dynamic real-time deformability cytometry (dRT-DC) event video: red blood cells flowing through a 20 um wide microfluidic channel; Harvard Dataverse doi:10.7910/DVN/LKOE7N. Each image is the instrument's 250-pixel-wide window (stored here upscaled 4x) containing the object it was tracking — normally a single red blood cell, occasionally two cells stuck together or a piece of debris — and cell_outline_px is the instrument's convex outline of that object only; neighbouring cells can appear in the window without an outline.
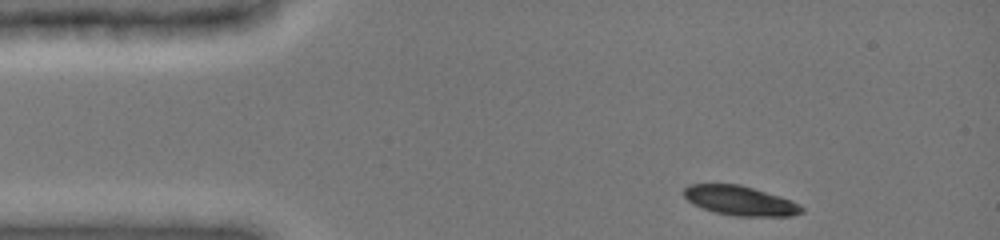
{"species": "common noctule bat (a hibernating species)", "species_latin": "Nyctalus noctula", "temperature_condition": "cold", "stored_images_in_passage": 38, "camera_frame_rate_fps": 3000, "um_per_image_px": 0.085, "animal": {"sex": "female", "body_mass_g": 19.0, "forearm_length_mm": 51.5}, "frame": {"image": 1, "passage_image": 1, "time_ms": 0.0, "image_size_px": [1000, 240], "cell_outline_px": [[804, 212], [792, 216], [736, 216], [716, 212], [692, 204], [684, 196], [684, 188], [688, 184], [740, 184], [780, 196], [792, 200], [800, 204], [804, 208]], "centroid_in_image_um": [62.94, 17.05], "position_along_channel_um": 22.1, "area_um2": 20.29}}
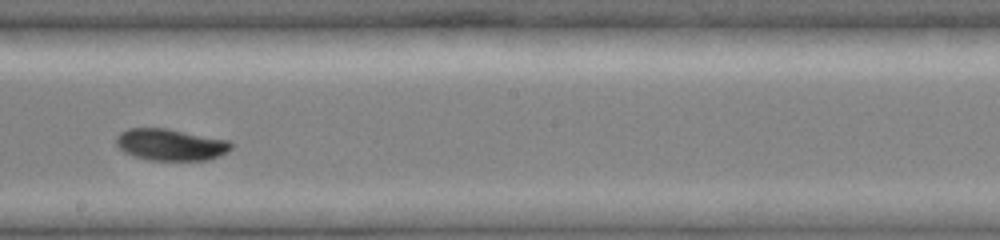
{"frame": {"image": 2, "passage_image": 22, "time_ms": 7.0, "image_size_px": [1000, 240], "cell_outline_px": [[232, 148], [228, 152], [220, 156], [208, 160], [148, 160], [124, 152], [116, 144], [116, 136], [120, 132], [128, 128], [168, 128], [228, 140], [232, 144]], "centroid_in_image_um": [14.51, 12.29], "position_along_channel_um": 233.7, "area_um2": 21.33}}
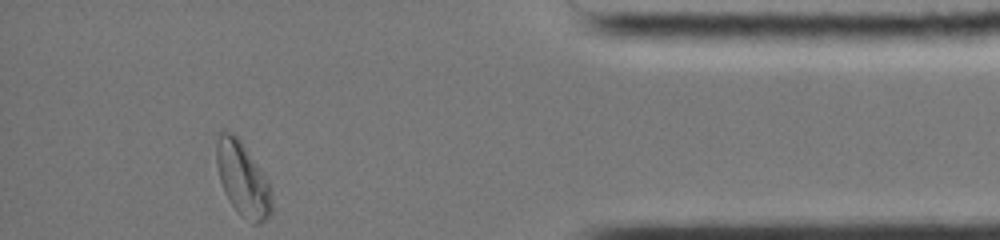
{"frame": {"image": 3, "passage_image": 38, "time_ms": 12.333, "image_size_px": [1000, 240], "cell_outline_px": [[272, 212], [260, 224], [252, 224], [240, 216], [228, 200], [224, 192], [220, 180], [216, 164], [216, 144], [220, 128], [232, 132], [240, 140], [268, 180], [272, 192]], "centroid_in_image_um": [20.62, 15.24], "position_along_channel_um": 414.6, "area_um2": 24.16}, "authors_computed_cell_mechanics": {"area_um2": 21.6172, "velocity_mm_per_s": 3.939, "shape_relaxation_time_tau1_ms": 1.8517, "shape_relaxation_time_tau2_ms": null, "deformation_change_tau1": 0.0896, "deformation_change_tau2": null}}